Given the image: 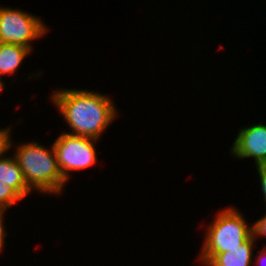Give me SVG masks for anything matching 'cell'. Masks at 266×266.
Returning <instances> with one entry per match:
<instances>
[{
	"mask_svg": "<svg viewBox=\"0 0 266 266\" xmlns=\"http://www.w3.org/2000/svg\"><path fill=\"white\" fill-rule=\"evenodd\" d=\"M99 140L75 136L62 132L52 143L61 174L70 181L73 171H80L96 165L98 161L96 142Z\"/></svg>",
	"mask_w": 266,
	"mask_h": 266,
	"instance_id": "obj_5",
	"label": "cell"
},
{
	"mask_svg": "<svg viewBox=\"0 0 266 266\" xmlns=\"http://www.w3.org/2000/svg\"><path fill=\"white\" fill-rule=\"evenodd\" d=\"M12 127L0 128V156L7 154L10 150V140L12 136Z\"/></svg>",
	"mask_w": 266,
	"mask_h": 266,
	"instance_id": "obj_11",
	"label": "cell"
},
{
	"mask_svg": "<svg viewBox=\"0 0 266 266\" xmlns=\"http://www.w3.org/2000/svg\"><path fill=\"white\" fill-rule=\"evenodd\" d=\"M50 100L71 129L64 132L75 136L100 140L119 114L110 96L88 89L59 88Z\"/></svg>",
	"mask_w": 266,
	"mask_h": 266,
	"instance_id": "obj_1",
	"label": "cell"
},
{
	"mask_svg": "<svg viewBox=\"0 0 266 266\" xmlns=\"http://www.w3.org/2000/svg\"><path fill=\"white\" fill-rule=\"evenodd\" d=\"M256 240L251 235L240 247L217 254L206 266H251Z\"/></svg>",
	"mask_w": 266,
	"mask_h": 266,
	"instance_id": "obj_8",
	"label": "cell"
},
{
	"mask_svg": "<svg viewBox=\"0 0 266 266\" xmlns=\"http://www.w3.org/2000/svg\"><path fill=\"white\" fill-rule=\"evenodd\" d=\"M257 170V174L259 176L260 184H261V192L263 194V199L266 206V164H261L255 166Z\"/></svg>",
	"mask_w": 266,
	"mask_h": 266,
	"instance_id": "obj_13",
	"label": "cell"
},
{
	"mask_svg": "<svg viewBox=\"0 0 266 266\" xmlns=\"http://www.w3.org/2000/svg\"><path fill=\"white\" fill-rule=\"evenodd\" d=\"M3 80V77H2V75H1V73H0V92H1V94H2V92L4 91V83H5V81H2Z\"/></svg>",
	"mask_w": 266,
	"mask_h": 266,
	"instance_id": "obj_16",
	"label": "cell"
},
{
	"mask_svg": "<svg viewBox=\"0 0 266 266\" xmlns=\"http://www.w3.org/2000/svg\"><path fill=\"white\" fill-rule=\"evenodd\" d=\"M7 210H5V209H0V252L1 251H3V249H4V246H6V245H4L5 244V237L7 236V230H5L6 228H5V225H4V217H5V212H6Z\"/></svg>",
	"mask_w": 266,
	"mask_h": 266,
	"instance_id": "obj_14",
	"label": "cell"
},
{
	"mask_svg": "<svg viewBox=\"0 0 266 266\" xmlns=\"http://www.w3.org/2000/svg\"><path fill=\"white\" fill-rule=\"evenodd\" d=\"M234 206L225 207L217 214L205 229V236L198 260L207 265L217 254L228 252L229 249L240 247L251 235L252 229Z\"/></svg>",
	"mask_w": 266,
	"mask_h": 266,
	"instance_id": "obj_3",
	"label": "cell"
},
{
	"mask_svg": "<svg viewBox=\"0 0 266 266\" xmlns=\"http://www.w3.org/2000/svg\"><path fill=\"white\" fill-rule=\"evenodd\" d=\"M0 5V42L21 45L33 52L34 40L44 37L48 25L38 16Z\"/></svg>",
	"mask_w": 266,
	"mask_h": 266,
	"instance_id": "obj_4",
	"label": "cell"
},
{
	"mask_svg": "<svg viewBox=\"0 0 266 266\" xmlns=\"http://www.w3.org/2000/svg\"><path fill=\"white\" fill-rule=\"evenodd\" d=\"M252 236L255 240L258 238H266V213L256 220L253 224H251Z\"/></svg>",
	"mask_w": 266,
	"mask_h": 266,
	"instance_id": "obj_12",
	"label": "cell"
},
{
	"mask_svg": "<svg viewBox=\"0 0 266 266\" xmlns=\"http://www.w3.org/2000/svg\"><path fill=\"white\" fill-rule=\"evenodd\" d=\"M32 51L24 46L0 42V73L3 75L14 74Z\"/></svg>",
	"mask_w": 266,
	"mask_h": 266,
	"instance_id": "obj_9",
	"label": "cell"
},
{
	"mask_svg": "<svg viewBox=\"0 0 266 266\" xmlns=\"http://www.w3.org/2000/svg\"><path fill=\"white\" fill-rule=\"evenodd\" d=\"M264 246L265 247L259 249V253L257 252L258 255L254 254L253 263L255 262L254 264L257 266H266V245Z\"/></svg>",
	"mask_w": 266,
	"mask_h": 266,
	"instance_id": "obj_15",
	"label": "cell"
},
{
	"mask_svg": "<svg viewBox=\"0 0 266 266\" xmlns=\"http://www.w3.org/2000/svg\"><path fill=\"white\" fill-rule=\"evenodd\" d=\"M230 148L231 156L236 159L253 158L254 165L266 164V124L240 128Z\"/></svg>",
	"mask_w": 266,
	"mask_h": 266,
	"instance_id": "obj_6",
	"label": "cell"
},
{
	"mask_svg": "<svg viewBox=\"0 0 266 266\" xmlns=\"http://www.w3.org/2000/svg\"><path fill=\"white\" fill-rule=\"evenodd\" d=\"M5 155L0 156V181L25 199L33 190L27 185L15 156Z\"/></svg>",
	"mask_w": 266,
	"mask_h": 266,
	"instance_id": "obj_7",
	"label": "cell"
},
{
	"mask_svg": "<svg viewBox=\"0 0 266 266\" xmlns=\"http://www.w3.org/2000/svg\"><path fill=\"white\" fill-rule=\"evenodd\" d=\"M10 140V150L15 147L13 155L23 172L27 185L35 192L60 195L67 185L58 166L55 150L40 145L35 140L17 143Z\"/></svg>",
	"mask_w": 266,
	"mask_h": 266,
	"instance_id": "obj_2",
	"label": "cell"
},
{
	"mask_svg": "<svg viewBox=\"0 0 266 266\" xmlns=\"http://www.w3.org/2000/svg\"><path fill=\"white\" fill-rule=\"evenodd\" d=\"M22 198L8 185L0 181V209L8 210Z\"/></svg>",
	"mask_w": 266,
	"mask_h": 266,
	"instance_id": "obj_10",
	"label": "cell"
}]
</instances>
